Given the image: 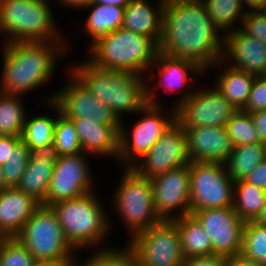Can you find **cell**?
Returning a JSON list of instances; mask_svg holds the SVG:
<instances>
[{"label": "cell", "instance_id": "cell-33", "mask_svg": "<svg viewBox=\"0 0 266 266\" xmlns=\"http://www.w3.org/2000/svg\"><path fill=\"white\" fill-rule=\"evenodd\" d=\"M241 255L261 266H266V224L245 222Z\"/></svg>", "mask_w": 266, "mask_h": 266}, {"label": "cell", "instance_id": "cell-4", "mask_svg": "<svg viewBox=\"0 0 266 266\" xmlns=\"http://www.w3.org/2000/svg\"><path fill=\"white\" fill-rule=\"evenodd\" d=\"M98 197L94 191L50 206L57 216L67 241L76 251L110 249L103 242L110 237L108 234L110 235L112 230L110 229L113 226L112 218L110 219L101 198Z\"/></svg>", "mask_w": 266, "mask_h": 266}, {"label": "cell", "instance_id": "cell-2", "mask_svg": "<svg viewBox=\"0 0 266 266\" xmlns=\"http://www.w3.org/2000/svg\"><path fill=\"white\" fill-rule=\"evenodd\" d=\"M69 41L8 42L2 45L0 93L24 96L46 85L62 56L68 55ZM6 44V45H5ZM61 58V59H60ZM60 59V60H59ZM58 61V62H57ZM47 82V83H45ZM42 85V86H41Z\"/></svg>", "mask_w": 266, "mask_h": 266}, {"label": "cell", "instance_id": "cell-16", "mask_svg": "<svg viewBox=\"0 0 266 266\" xmlns=\"http://www.w3.org/2000/svg\"><path fill=\"white\" fill-rule=\"evenodd\" d=\"M184 165H190L187 136L176 121L131 168L140 176L153 179Z\"/></svg>", "mask_w": 266, "mask_h": 266}, {"label": "cell", "instance_id": "cell-49", "mask_svg": "<svg viewBox=\"0 0 266 266\" xmlns=\"http://www.w3.org/2000/svg\"><path fill=\"white\" fill-rule=\"evenodd\" d=\"M132 0H93L92 3L126 7Z\"/></svg>", "mask_w": 266, "mask_h": 266}, {"label": "cell", "instance_id": "cell-48", "mask_svg": "<svg viewBox=\"0 0 266 266\" xmlns=\"http://www.w3.org/2000/svg\"><path fill=\"white\" fill-rule=\"evenodd\" d=\"M76 264L77 260H59L48 262L36 261L34 266H75Z\"/></svg>", "mask_w": 266, "mask_h": 266}, {"label": "cell", "instance_id": "cell-31", "mask_svg": "<svg viewBox=\"0 0 266 266\" xmlns=\"http://www.w3.org/2000/svg\"><path fill=\"white\" fill-rule=\"evenodd\" d=\"M217 28L225 35L239 29L246 14L241 0H201ZM239 24H238V23ZM236 23V24H235ZM238 26H234L237 25Z\"/></svg>", "mask_w": 266, "mask_h": 266}, {"label": "cell", "instance_id": "cell-5", "mask_svg": "<svg viewBox=\"0 0 266 266\" xmlns=\"http://www.w3.org/2000/svg\"><path fill=\"white\" fill-rule=\"evenodd\" d=\"M88 48L90 56L85 59L93 66L143 76L158 53V45L151 38L124 28L99 38Z\"/></svg>", "mask_w": 266, "mask_h": 266}, {"label": "cell", "instance_id": "cell-46", "mask_svg": "<svg viewBox=\"0 0 266 266\" xmlns=\"http://www.w3.org/2000/svg\"><path fill=\"white\" fill-rule=\"evenodd\" d=\"M266 0H241L242 7L246 12L261 11ZM246 6V7H245Z\"/></svg>", "mask_w": 266, "mask_h": 266}, {"label": "cell", "instance_id": "cell-26", "mask_svg": "<svg viewBox=\"0 0 266 266\" xmlns=\"http://www.w3.org/2000/svg\"><path fill=\"white\" fill-rule=\"evenodd\" d=\"M82 8L91 10L84 23L86 32L84 35H88L91 40L88 46L99 38L122 28L125 7L90 3Z\"/></svg>", "mask_w": 266, "mask_h": 266}, {"label": "cell", "instance_id": "cell-45", "mask_svg": "<svg viewBox=\"0 0 266 266\" xmlns=\"http://www.w3.org/2000/svg\"><path fill=\"white\" fill-rule=\"evenodd\" d=\"M226 266H261L254 261L245 259L242 255L227 258Z\"/></svg>", "mask_w": 266, "mask_h": 266}, {"label": "cell", "instance_id": "cell-3", "mask_svg": "<svg viewBox=\"0 0 266 266\" xmlns=\"http://www.w3.org/2000/svg\"><path fill=\"white\" fill-rule=\"evenodd\" d=\"M70 66V71L120 121L124 118L123 114H136L148 103L146 76L128 71L100 69L87 60Z\"/></svg>", "mask_w": 266, "mask_h": 266}, {"label": "cell", "instance_id": "cell-23", "mask_svg": "<svg viewBox=\"0 0 266 266\" xmlns=\"http://www.w3.org/2000/svg\"><path fill=\"white\" fill-rule=\"evenodd\" d=\"M75 125L83 152L118 158L120 125L97 124L87 118L71 119ZM89 152V153H88Z\"/></svg>", "mask_w": 266, "mask_h": 266}, {"label": "cell", "instance_id": "cell-32", "mask_svg": "<svg viewBox=\"0 0 266 266\" xmlns=\"http://www.w3.org/2000/svg\"><path fill=\"white\" fill-rule=\"evenodd\" d=\"M21 98L0 93V136H22L28 114Z\"/></svg>", "mask_w": 266, "mask_h": 266}, {"label": "cell", "instance_id": "cell-19", "mask_svg": "<svg viewBox=\"0 0 266 266\" xmlns=\"http://www.w3.org/2000/svg\"><path fill=\"white\" fill-rule=\"evenodd\" d=\"M187 136L190 162H219L225 164L236 149L225 126L183 127Z\"/></svg>", "mask_w": 266, "mask_h": 266}, {"label": "cell", "instance_id": "cell-13", "mask_svg": "<svg viewBox=\"0 0 266 266\" xmlns=\"http://www.w3.org/2000/svg\"><path fill=\"white\" fill-rule=\"evenodd\" d=\"M155 70L159 71L157 79L155 78V74H157L154 73ZM203 73H205V71L201 69L194 61L184 58L171 57L158 52L154 63L150 66V69L147 73L150 76L148 78L146 77L148 103L152 105H163L160 103L161 101H159L158 97H156L157 95H155V87L158 86L157 88L162 87L163 91L165 92L179 93V98H177V101L173 103V106L176 108L178 105H180V103L188 99L195 90L196 83L194 86H191L194 88H191L190 85L193 83L190 82H194V77L198 76L199 74L204 75ZM192 75L193 77L190 78ZM152 79H155L157 82L155 87L153 84H151ZM151 85L153 87H151ZM184 88L187 90L185 91ZM179 90L184 94L182 93L180 96V92H177Z\"/></svg>", "mask_w": 266, "mask_h": 266}, {"label": "cell", "instance_id": "cell-42", "mask_svg": "<svg viewBox=\"0 0 266 266\" xmlns=\"http://www.w3.org/2000/svg\"><path fill=\"white\" fill-rule=\"evenodd\" d=\"M21 136H0V166H3L10 156L11 150L21 141Z\"/></svg>", "mask_w": 266, "mask_h": 266}, {"label": "cell", "instance_id": "cell-41", "mask_svg": "<svg viewBox=\"0 0 266 266\" xmlns=\"http://www.w3.org/2000/svg\"><path fill=\"white\" fill-rule=\"evenodd\" d=\"M227 258L211 255L185 258L181 266H226Z\"/></svg>", "mask_w": 266, "mask_h": 266}, {"label": "cell", "instance_id": "cell-28", "mask_svg": "<svg viewBox=\"0 0 266 266\" xmlns=\"http://www.w3.org/2000/svg\"><path fill=\"white\" fill-rule=\"evenodd\" d=\"M45 105L54 109V111L56 110L57 116L39 114L29 117L27 115L21 139L29 148H39L53 144L57 118L61 113L59 107L53 101L46 102Z\"/></svg>", "mask_w": 266, "mask_h": 266}, {"label": "cell", "instance_id": "cell-40", "mask_svg": "<svg viewBox=\"0 0 266 266\" xmlns=\"http://www.w3.org/2000/svg\"><path fill=\"white\" fill-rule=\"evenodd\" d=\"M266 110V76H255L250 95L242 109L247 113Z\"/></svg>", "mask_w": 266, "mask_h": 266}, {"label": "cell", "instance_id": "cell-25", "mask_svg": "<svg viewBox=\"0 0 266 266\" xmlns=\"http://www.w3.org/2000/svg\"><path fill=\"white\" fill-rule=\"evenodd\" d=\"M220 66V67H219ZM222 66H225L222 69ZM219 67L220 74L216 76L213 82L222 96H224L236 110H242L248 100L251 88L255 79V75L245 71L237 70L234 67L227 65V61L220 60L214 66L215 69Z\"/></svg>", "mask_w": 266, "mask_h": 266}, {"label": "cell", "instance_id": "cell-27", "mask_svg": "<svg viewBox=\"0 0 266 266\" xmlns=\"http://www.w3.org/2000/svg\"><path fill=\"white\" fill-rule=\"evenodd\" d=\"M173 221L179 231L181 248L185 258L212 255L210 237L193 215L182 216Z\"/></svg>", "mask_w": 266, "mask_h": 266}, {"label": "cell", "instance_id": "cell-44", "mask_svg": "<svg viewBox=\"0 0 266 266\" xmlns=\"http://www.w3.org/2000/svg\"><path fill=\"white\" fill-rule=\"evenodd\" d=\"M260 142L266 144V110L251 113Z\"/></svg>", "mask_w": 266, "mask_h": 266}, {"label": "cell", "instance_id": "cell-7", "mask_svg": "<svg viewBox=\"0 0 266 266\" xmlns=\"http://www.w3.org/2000/svg\"><path fill=\"white\" fill-rule=\"evenodd\" d=\"M120 181L112 204L131 239L161 219L156 213L151 179L140 176L132 168H124Z\"/></svg>", "mask_w": 266, "mask_h": 266}, {"label": "cell", "instance_id": "cell-12", "mask_svg": "<svg viewBox=\"0 0 266 266\" xmlns=\"http://www.w3.org/2000/svg\"><path fill=\"white\" fill-rule=\"evenodd\" d=\"M67 84L59 87L52 95L44 100L53 101L60 110V113L68 118H87L97 124L120 125L121 121L112 110L94 96L86 86L68 69Z\"/></svg>", "mask_w": 266, "mask_h": 266}, {"label": "cell", "instance_id": "cell-10", "mask_svg": "<svg viewBox=\"0 0 266 266\" xmlns=\"http://www.w3.org/2000/svg\"><path fill=\"white\" fill-rule=\"evenodd\" d=\"M190 214L233 207L235 181L219 162H190Z\"/></svg>", "mask_w": 266, "mask_h": 266}, {"label": "cell", "instance_id": "cell-21", "mask_svg": "<svg viewBox=\"0 0 266 266\" xmlns=\"http://www.w3.org/2000/svg\"><path fill=\"white\" fill-rule=\"evenodd\" d=\"M59 158L54 144L29 148V161L17 188L42 204L46 200L54 165Z\"/></svg>", "mask_w": 266, "mask_h": 266}, {"label": "cell", "instance_id": "cell-52", "mask_svg": "<svg viewBox=\"0 0 266 266\" xmlns=\"http://www.w3.org/2000/svg\"><path fill=\"white\" fill-rule=\"evenodd\" d=\"M261 12H262L264 15H266V1H265V3H264V6H263Z\"/></svg>", "mask_w": 266, "mask_h": 266}, {"label": "cell", "instance_id": "cell-1", "mask_svg": "<svg viewBox=\"0 0 266 266\" xmlns=\"http://www.w3.org/2000/svg\"><path fill=\"white\" fill-rule=\"evenodd\" d=\"M201 0H166L158 52L194 61L206 72L222 60L225 35Z\"/></svg>", "mask_w": 266, "mask_h": 266}, {"label": "cell", "instance_id": "cell-51", "mask_svg": "<svg viewBox=\"0 0 266 266\" xmlns=\"http://www.w3.org/2000/svg\"><path fill=\"white\" fill-rule=\"evenodd\" d=\"M6 187L7 186L5 185L4 180H3L2 166H0V191L5 189Z\"/></svg>", "mask_w": 266, "mask_h": 266}, {"label": "cell", "instance_id": "cell-24", "mask_svg": "<svg viewBox=\"0 0 266 266\" xmlns=\"http://www.w3.org/2000/svg\"><path fill=\"white\" fill-rule=\"evenodd\" d=\"M166 0H157L152 5L148 0H132L124 10L122 28L151 38L157 45L162 37V5Z\"/></svg>", "mask_w": 266, "mask_h": 266}, {"label": "cell", "instance_id": "cell-50", "mask_svg": "<svg viewBox=\"0 0 266 266\" xmlns=\"http://www.w3.org/2000/svg\"><path fill=\"white\" fill-rule=\"evenodd\" d=\"M254 222L261 223V224H266V201L261 209L258 217L254 220Z\"/></svg>", "mask_w": 266, "mask_h": 266}, {"label": "cell", "instance_id": "cell-18", "mask_svg": "<svg viewBox=\"0 0 266 266\" xmlns=\"http://www.w3.org/2000/svg\"><path fill=\"white\" fill-rule=\"evenodd\" d=\"M151 184L156 213L161 220L190 215L189 165L158 175L151 179Z\"/></svg>", "mask_w": 266, "mask_h": 266}, {"label": "cell", "instance_id": "cell-29", "mask_svg": "<svg viewBox=\"0 0 266 266\" xmlns=\"http://www.w3.org/2000/svg\"><path fill=\"white\" fill-rule=\"evenodd\" d=\"M266 159V144L257 142L236 146L225 165L234 181L245 179L262 161Z\"/></svg>", "mask_w": 266, "mask_h": 266}, {"label": "cell", "instance_id": "cell-47", "mask_svg": "<svg viewBox=\"0 0 266 266\" xmlns=\"http://www.w3.org/2000/svg\"><path fill=\"white\" fill-rule=\"evenodd\" d=\"M53 1V0H52ZM58 4L66 6L71 9H82V7L89 5L93 0H55ZM77 8V9H76Z\"/></svg>", "mask_w": 266, "mask_h": 266}, {"label": "cell", "instance_id": "cell-11", "mask_svg": "<svg viewBox=\"0 0 266 266\" xmlns=\"http://www.w3.org/2000/svg\"><path fill=\"white\" fill-rule=\"evenodd\" d=\"M126 246L134 254L138 266H181L185 259L173 220H161L136 234Z\"/></svg>", "mask_w": 266, "mask_h": 266}, {"label": "cell", "instance_id": "cell-20", "mask_svg": "<svg viewBox=\"0 0 266 266\" xmlns=\"http://www.w3.org/2000/svg\"><path fill=\"white\" fill-rule=\"evenodd\" d=\"M222 60L237 70L266 76V45L240 29L225 34Z\"/></svg>", "mask_w": 266, "mask_h": 266}, {"label": "cell", "instance_id": "cell-36", "mask_svg": "<svg viewBox=\"0 0 266 266\" xmlns=\"http://www.w3.org/2000/svg\"><path fill=\"white\" fill-rule=\"evenodd\" d=\"M225 127L236 146L260 142L251 113L237 110Z\"/></svg>", "mask_w": 266, "mask_h": 266}, {"label": "cell", "instance_id": "cell-14", "mask_svg": "<svg viewBox=\"0 0 266 266\" xmlns=\"http://www.w3.org/2000/svg\"><path fill=\"white\" fill-rule=\"evenodd\" d=\"M195 87L192 95L176 107V121L182 127L226 126L235 107L214 87Z\"/></svg>", "mask_w": 266, "mask_h": 266}, {"label": "cell", "instance_id": "cell-22", "mask_svg": "<svg viewBox=\"0 0 266 266\" xmlns=\"http://www.w3.org/2000/svg\"><path fill=\"white\" fill-rule=\"evenodd\" d=\"M40 206L39 201L17 187L0 191V238L16 237Z\"/></svg>", "mask_w": 266, "mask_h": 266}, {"label": "cell", "instance_id": "cell-38", "mask_svg": "<svg viewBox=\"0 0 266 266\" xmlns=\"http://www.w3.org/2000/svg\"><path fill=\"white\" fill-rule=\"evenodd\" d=\"M36 260L15 238H0V266H34Z\"/></svg>", "mask_w": 266, "mask_h": 266}, {"label": "cell", "instance_id": "cell-37", "mask_svg": "<svg viewBox=\"0 0 266 266\" xmlns=\"http://www.w3.org/2000/svg\"><path fill=\"white\" fill-rule=\"evenodd\" d=\"M29 161V147L21 140L11 150L10 156L2 166L3 180L7 187H17Z\"/></svg>", "mask_w": 266, "mask_h": 266}, {"label": "cell", "instance_id": "cell-9", "mask_svg": "<svg viewBox=\"0 0 266 266\" xmlns=\"http://www.w3.org/2000/svg\"><path fill=\"white\" fill-rule=\"evenodd\" d=\"M161 105L147 103L136 114L142 115L132 130H127L124 119L119 130V152L117 162L120 166L131 168L154 145V143L176 122V108L170 107L167 113ZM170 111V113H169ZM130 134V135H129Z\"/></svg>", "mask_w": 266, "mask_h": 266}, {"label": "cell", "instance_id": "cell-35", "mask_svg": "<svg viewBox=\"0 0 266 266\" xmlns=\"http://www.w3.org/2000/svg\"><path fill=\"white\" fill-rule=\"evenodd\" d=\"M53 144L60 156L83 153L73 121L62 114L57 118Z\"/></svg>", "mask_w": 266, "mask_h": 266}, {"label": "cell", "instance_id": "cell-39", "mask_svg": "<svg viewBox=\"0 0 266 266\" xmlns=\"http://www.w3.org/2000/svg\"><path fill=\"white\" fill-rule=\"evenodd\" d=\"M239 28L244 34L266 45V15L261 11L246 12Z\"/></svg>", "mask_w": 266, "mask_h": 266}, {"label": "cell", "instance_id": "cell-34", "mask_svg": "<svg viewBox=\"0 0 266 266\" xmlns=\"http://www.w3.org/2000/svg\"><path fill=\"white\" fill-rule=\"evenodd\" d=\"M122 248L111 246L110 249L94 251L83 261L81 258L78 259L77 264L79 266H138L134 254L128 247Z\"/></svg>", "mask_w": 266, "mask_h": 266}, {"label": "cell", "instance_id": "cell-43", "mask_svg": "<svg viewBox=\"0 0 266 266\" xmlns=\"http://www.w3.org/2000/svg\"><path fill=\"white\" fill-rule=\"evenodd\" d=\"M244 180L266 191V159L259 163Z\"/></svg>", "mask_w": 266, "mask_h": 266}, {"label": "cell", "instance_id": "cell-30", "mask_svg": "<svg viewBox=\"0 0 266 266\" xmlns=\"http://www.w3.org/2000/svg\"><path fill=\"white\" fill-rule=\"evenodd\" d=\"M266 201V191L243 180L235 181L233 208L244 222L254 221Z\"/></svg>", "mask_w": 266, "mask_h": 266}, {"label": "cell", "instance_id": "cell-6", "mask_svg": "<svg viewBox=\"0 0 266 266\" xmlns=\"http://www.w3.org/2000/svg\"><path fill=\"white\" fill-rule=\"evenodd\" d=\"M49 1L0 0V32L5 36L4 43L68 41L56 25Z\"/></svg>", "mask_w": 266, "mask_h": 266}, {"label": "cell", "instance_id": "cell-17", "mask_svg": "<svg viewBox=\"0 0 266 266\" xmlns=\"http://www.w3.org/2000/svg\"><path fill=\"white\" fill-rule=\"evenodd\" d=\"M212 243V255L225 258L241 255L245 222L233 207L202 209L192 214Z\"/></svg>", "mask_w": 266, "mask_h": 266}, {"label": "cell", "instance_id": "cell-15", "mask_svg": "<svg viewBox=\"0 0 266 266\" xmlns=\"http://www.w3.org/2000/svg\"><path fill=\"white\" fill-rule=\"evenodd\" d=\"M85 153L63 155L55 162L46 200L41 204L51 206L57 202L94 192L93 170Z\"/></svg>", "mask_w": 266, "mask_h": 266}, {"label": "cell", "instance_id": "cell-8", "mask_svg": "<svg viewBox=\"0 0 266 266\" xmlns=\"http://www.w3.org/2000/svg\"><path fill=\"white\" fill-rule=\"evenodd\" d=\"M36 261L78 260L67 241L55 212L41 205L15 237ZM74 253V254H73Z\"/></svg>", "mask_w": 266, "mask_h": 266}]
</instances>
